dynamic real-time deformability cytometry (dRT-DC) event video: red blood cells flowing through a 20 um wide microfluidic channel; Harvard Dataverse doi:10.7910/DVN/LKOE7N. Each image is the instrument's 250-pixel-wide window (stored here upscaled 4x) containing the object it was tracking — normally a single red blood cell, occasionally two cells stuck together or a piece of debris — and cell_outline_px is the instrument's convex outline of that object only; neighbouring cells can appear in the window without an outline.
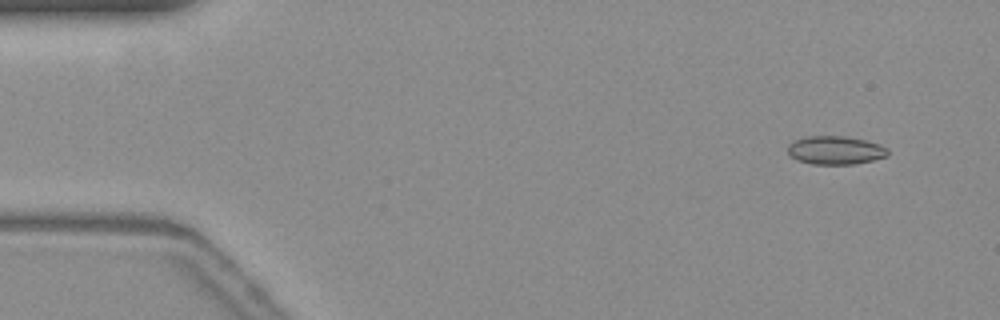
{"species": "common noctule bat (a hibernating species)", "species_latin": "Nyctalus noctula", "temperature_condition": "warm", "stored_images_in_passage": 55, "segment_of_instrument_passage": [1, 2], "camera_frame_rate_fps": 3000, "um_per_image_px": 0.085, "animal": {"sex": "female", "body_mass_g": 19.3, "forearm_length_mm": 54.1}, "frame": {"image": 1, "passage_image": 3, "time_ms": 0.667, "image_size_px": [1000, 320], "cell_outline_px": [[888, 156], [856, 164], [812, 164], [796, 160], [788, 156], [788, 144], [796, 140], [808, 136], [848, 136], [880, 144], [888, 148]], "centroid_in_image_um": [71.0, 12.77], "position_along_channel_um": 14.0, "area_um2": 16.7}}
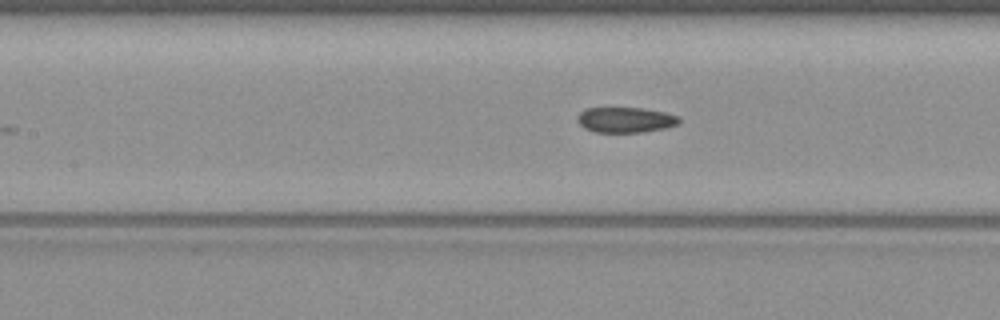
{"frame": {"image": 2, "passage_image": 23, "time_ms": 7.333, "image_size_px": [1000, 320], "cell_outline_px": [[680, 124], [664, 128], [640, 132], [596, 132], [584, 128], [576, 120], [576, 116], [584, 108], [644, 108], [664, 112], [680, 116]], "centroid_in_image_um": [53.16, 10.18], "position_along_channel_um": 154.2, "area_um2": 15.14}}
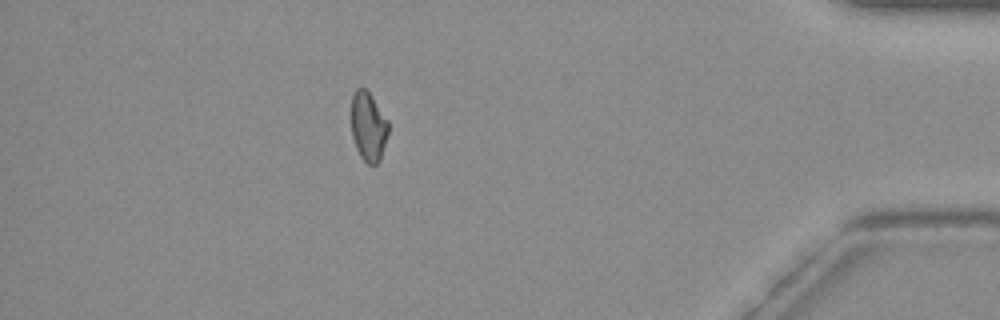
{"frame": {"image": 3, "passage_image": 47, "time_ms": 15.333, "image_size_px": [1000, 320], "cell_outline_px": [[388, 132], [380, 160], [376, 164], [368, 164], [360, 156], [356, 148], [352, 136], [352, 96], [356, 88], [364, 88], [372, 96], [388, 120]], "centroid_in_image_um": [31.31, 10.75], "position_along_channel_um": 403.9, "area_um2": 14.8}}